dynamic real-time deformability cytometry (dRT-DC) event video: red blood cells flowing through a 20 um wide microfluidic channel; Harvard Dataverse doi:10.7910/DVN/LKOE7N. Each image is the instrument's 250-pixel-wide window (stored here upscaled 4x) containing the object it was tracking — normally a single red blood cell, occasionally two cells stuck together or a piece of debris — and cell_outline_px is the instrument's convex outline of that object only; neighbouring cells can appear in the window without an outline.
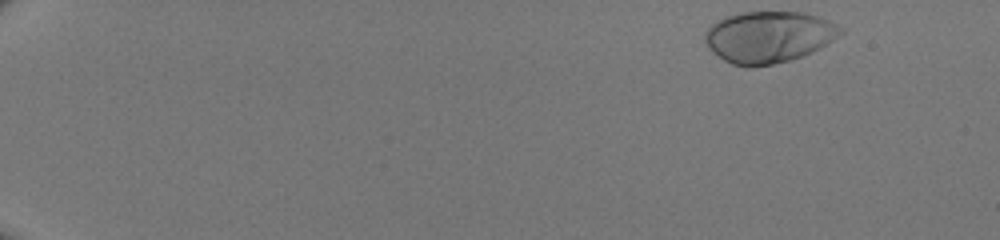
{"species": "human", "species_latin": "Homo sapiens", "temperature_condition": "room temperature", "stored_images_in_passage": 46, "camera_frame_rate_fps": 3000, "um_per_image_px": 0.085, "donor": {"sex": "male"}, "frame": {"image": 1, "passage_image": 1, "time_ms": 0.0, "image_size_px": [1000, 240], "cell_outline_px": [[844, 32], [812, 52], [788, 60], [772, 64], [748, 68], [732, 64], [724, 60], [712, 52], [708, 48], [704, 40], [704, 32], [716, 20], [724, 16], [740, 12], [804, 12], [828, 20], [844, 28]], "centroid_in_image_um": [65.29, 3.13], "position_along_channel_um": 19.7, "area_um2": 40.81}}
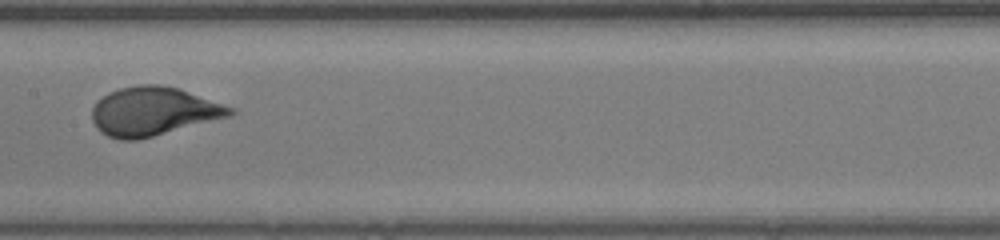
{"frame": {"image": 2, "passage_image": 25, "time_ms": 8.0, "image_size_px": [1000, 240], "cell_outline_px": [[236, 112], [232, 116], [136, 140], [120, 140], [108, 136], [100, 132], [92, 120], [92, 108], [96, 100], [108, 92], [120, 88], [140, 84], [160, 84], [180, 88], [236, 108]], "centroid_in_image_um": [13.05, 9.45], "position_along_channel_um": 194.4, "area_um2": 39.48}}
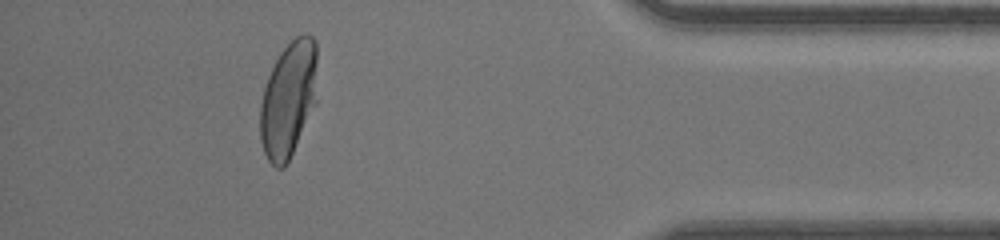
{"frame": {"image": 3, "passage_image": 42, "time_ms": 13.667, "image_size_px": [1000, 240], "cell_outline_px": [[316, 104], [284, 168], [276, 168], [268, 160], [264, 152], [260, 140], [260, 104], [264, 88], [268, 76], [280, 52], [296, 36], [304, 32], [308, 32], [316, 40]], "centroid_in_image_um": [24.52, 8.41], "position_along_channel_um": 410.7, "area_um2": 38.61}}